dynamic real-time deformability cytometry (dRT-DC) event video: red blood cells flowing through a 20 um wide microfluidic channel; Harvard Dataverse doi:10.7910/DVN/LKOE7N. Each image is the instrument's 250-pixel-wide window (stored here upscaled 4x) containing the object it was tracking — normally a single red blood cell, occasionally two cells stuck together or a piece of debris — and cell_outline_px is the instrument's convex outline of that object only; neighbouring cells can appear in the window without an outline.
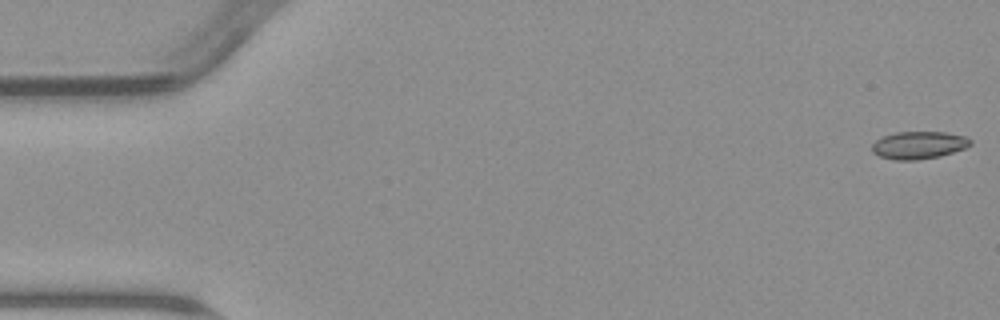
{"species": "common noctule bat (a hibernating species)", "species_latin": "Nyctalus noctula", "temperature_condition": "warm", "stored_images_in_passage": 6, "camera_frame_rate_fps": 3000, "um_per_image_px": 0.085, "animal": {"sex": "male", "body_mass_g": 23.1, "forearm_length_mm": 52.7}, "frame": {"image": 1, "passage_image": 1, "time_ms": 0.0, "image_size_px": [1000, 320], "cell_outline_px": [[972, 144], [964, 148], [940, 156], [916, 160], [896, 160], [880, 156], [872, 152], [872, 144], [876, 140], [884, 136], [896, 132], [944, 132], [964, 136], [972, 140]], "centroid_in_image_um": [78.09, 12.33], "position_along_channel_um": 6.9, "area_um2": 15.66}}
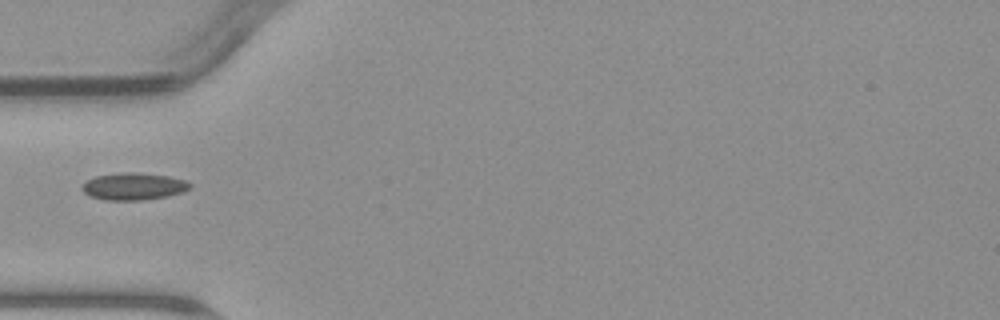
{"frame": {"image": 2, "passage_image": 5, "time_ms": 5.667, "image_size_px": [1000, 320], "cell_outline_px": [[192, 188], [184, 192], [168, 196], [144, 200], [104, 200], [92, 196], [84, 192], [80, 188], [88, 180], [96, 176], [124, 172], [136, 172], [168, 176], [184, 180], [192, 184]], "centroid_in_image_um": [11.4, 15.85], "position_along_channel_um": 73.6, "area_um2": 17.05}}
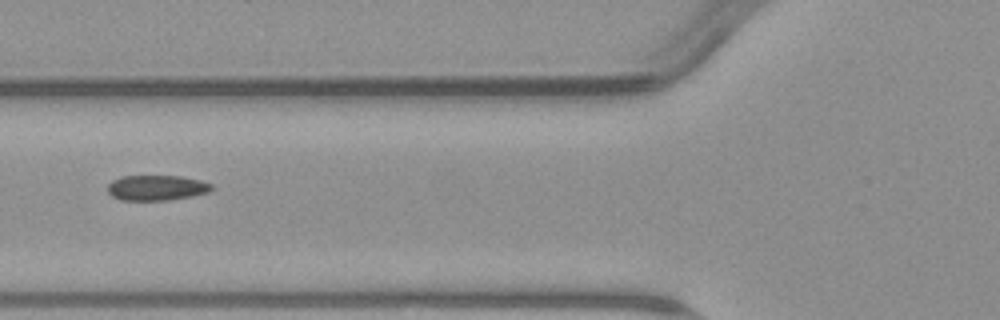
{"frame": {"image": 3, "passage_image": 6, "time_ms": 6.667, "image_size_px": [1000, 320], "cell_outline_px": [[216, 188], [208, 192], [192, 196], [168, 200], [120, 200], [112, 196], [108, 192], [108, 184], [112, 180], [120, 176], [180, 176], [200, 180], [212, 184]], "centroid_in_image_um": [13.32, 15.96], "position_along_channel_um": 112.5, "area_um2": 15.43}}